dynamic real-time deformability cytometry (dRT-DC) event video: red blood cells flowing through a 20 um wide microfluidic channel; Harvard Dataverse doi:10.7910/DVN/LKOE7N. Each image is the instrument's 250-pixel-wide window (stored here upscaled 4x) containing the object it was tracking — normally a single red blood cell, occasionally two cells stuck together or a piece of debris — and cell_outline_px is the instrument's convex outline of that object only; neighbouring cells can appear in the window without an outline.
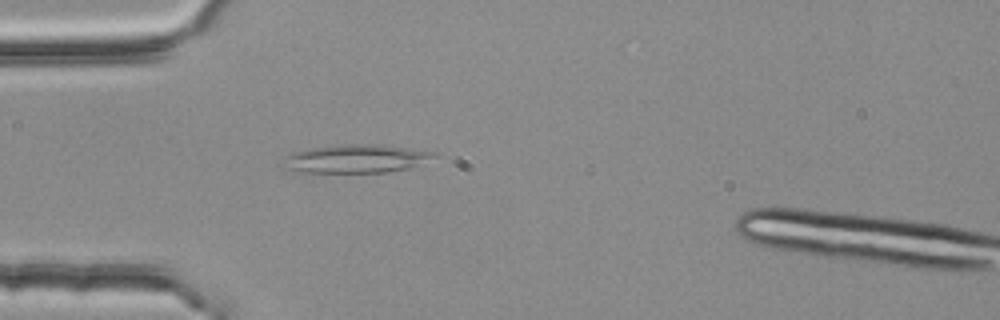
{"species": "common noctule bat (a hibernating species)", "species_latin": "Nyctalus noctula", "temperature_condition": "room temperature", "stored_images_in_passage": 5, "camera_frame_rate_fps": 3000, "um_per_image_px": 0.085, "animal": {"sex": "female", "body_mass_g": 25.1}, "frame": {"image": 1, "passage_image": 4, "time_ms": 1.0, "image_size_px": [1000, 320], "cell_outline_px": [[436, 156], [408, 168], [388, 172], [300, 172], [284, 168], [280, 164], [292, 152], [312, 148], [356, 144], [372, 144], [404, 148], [432, 152]], "centroid_in_image_um": [30.17, 13.51], "position_along_channel_um": 54.8, "area_um2": 24.16}}